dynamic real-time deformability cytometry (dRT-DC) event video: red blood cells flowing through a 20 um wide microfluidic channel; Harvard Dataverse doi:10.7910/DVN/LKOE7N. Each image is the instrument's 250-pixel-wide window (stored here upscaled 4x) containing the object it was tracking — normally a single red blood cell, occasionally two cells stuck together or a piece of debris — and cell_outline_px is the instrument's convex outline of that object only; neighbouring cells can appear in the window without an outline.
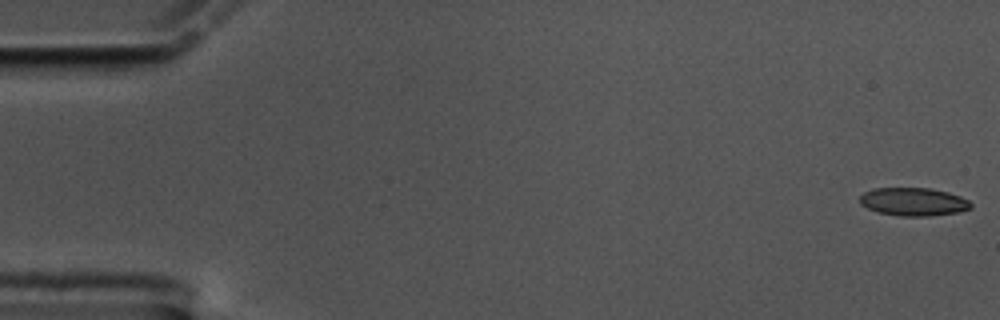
{"species": "common noctule bat (a hibernating species)", "species_latin": "Nyctalus noctula", "temperature_condition": "cold", "stored_images_in_passage": 58, "camera_frame_rate_fps": 3000, "um_per_image_px": 0.085, "animal": {"sex": "male", "body_mass_g": 17.5, "forearm_length_mm": 52.3}, "frame": {"image": 1, "passage_image": 1, "time_ms": 0.0, "image_size_px": [1000, 320], "cell_outline_px": [[972, 208], [956, 212], [928, 216], [900, 216], [880, 212], [868, 208], [860, 204], [860, 196], [864, 192], [872, 188], [932, 188], [948, 192], [960, 196], [968, 200], [972, 204]], "centroid_in_image_um": [77.64, 17.14], "position_along_channel_um": 7.4, "area_um2": 18.15}}
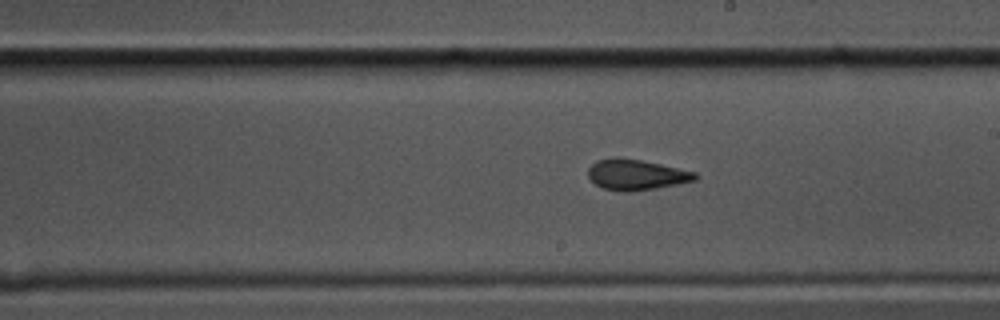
{"frame": {"image": 2, "passage_image": 33, "time_ms": 10.667, "image_size_px": [1000, 320], "cell_outline_px": [[700, 176], [696, 180], [656, 188], [632, 192], [620, 192], [604, 188], [596, 184], [588, 176], [588, 168], [596, 160], [612, 156], [640, 160], [660, 164], [696, 172]], "centroid_in_image_um": [54.07, 14.84], "position_along_channel_um": 234.9, "area_um2": 19.19}}
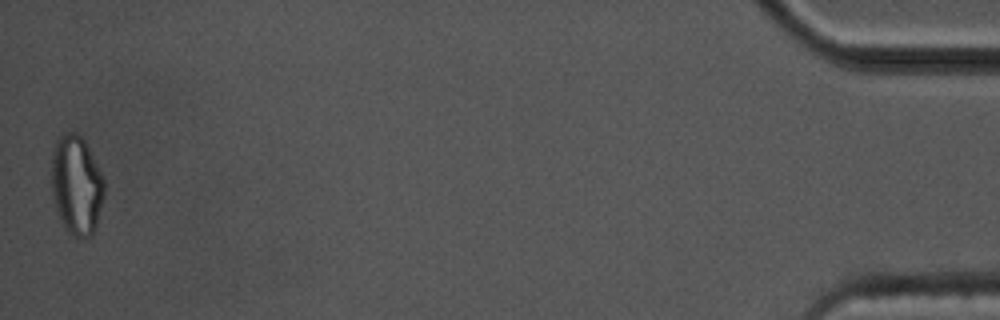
{"frame": {"image": 3, "passage_image": 58, "time_ms": 19.0, "image_size_px": [1000, 320], "cell_outline_px": [[104, 196], [96, 224], [92, 236], [84, 240], [80, 240], [68, 236], [64, 228], [52, 200], [52, 152], [56, 140], [64, 132], [76, 132], [84, 140], [104, 180]], "centroid_in_image_um": [6.48, 15.81], "position_along_channel_um": 428.7, "area_um2": 30.87}, "authors_computed_cell_mechanics": {"area_um2": 19.074, "velocity_mm_per_s": 3.449, "shape_relaxation_time_tau1_ms": null, "shape_relaxation_time_tau2_ms": 1.798, "deformation_change_tau1": null, "deformation_change_tau2": 0.0936}}